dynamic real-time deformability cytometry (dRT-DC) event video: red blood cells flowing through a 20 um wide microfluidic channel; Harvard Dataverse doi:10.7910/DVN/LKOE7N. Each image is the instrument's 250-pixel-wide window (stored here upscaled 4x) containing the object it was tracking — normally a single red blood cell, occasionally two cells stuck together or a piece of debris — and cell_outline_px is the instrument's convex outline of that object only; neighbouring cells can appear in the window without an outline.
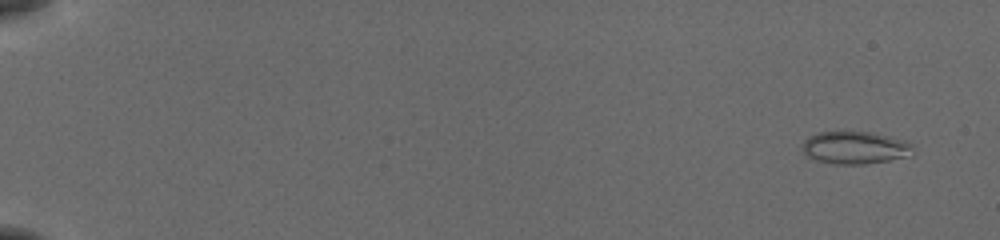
{"species": "common noctule bat (a hibernating species)", "species_latin": "Nyctalus noctula", "temperature_condition": "cold", "stored_images_in_passage": 56, "camera_frame_rate_fps": 3000, "um_per_image_px": 0.085, "animal": {"sex": "female", "body_mass_g": 19.5, "forearm_length_mm": 54.1}, "frame": {"image": 1, "passage_image": 4, "time_ms": 1.0, "image_size_px": [1000, 240], "cell_outline_px": [[912, 156], [864, 164], [836, 164], [812, 160], [800, 148], [800, 144], [808, 136], [816, 132], [872, 132], [904, 140], [912, 144]], "centroid_in_image_um": [72.62, 12.55], "position_along_channel_um": 12.4, "area_um2": 21.21}}
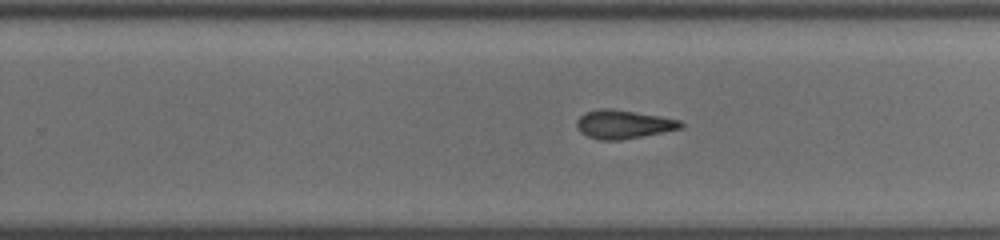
{"frame": {"image": 2, "passage_image": 38, "time_ms": 12.333, "image_size_px": [1000, 240], "cell_outline_px": [[684, 124], [680, 128], [620, 140], [600, 140], [588, 136], [580, 132], [576, 128], [576, 120], [584, 112], [600, 108], [612, 108], [660, 116], [680, 120]], "centroid_in_image_um": [52.92, 10.55], "position_along_channel_um": 276.9, "area_um2": 17.22}}
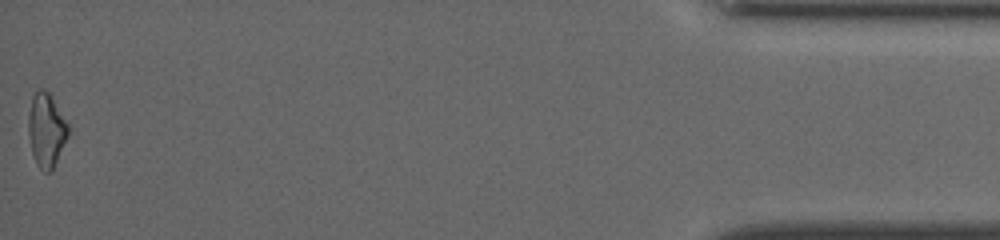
{"frame": {"image": 3, "passage_image": 56, "time_ms": 18.333, "image_size_px": [1000, 240], "cell_outline_px": [[68, 136], [52, 172], [44, 172], [36, 164], [32, 152], [28, 132], [28, 116], [32, 96], [36, 88], [44, 88], [48, 92], [68, 124]], "centroid_in_image_um": [3.92, 11.06], "position_along_channel_um": 431.3, "area_um2": 17.11}, "authors_computed_cell_mechanics": {"area_um2": 17.9469, "velocity_mm_per_s": 3.8816, "shape_relaxation_time_tau1_ms": null, "shape_relaxation_time_tau2_ms": 2.6984, "deformation_change_tau1": null, "deformation_change_tau2": 0.1005}}